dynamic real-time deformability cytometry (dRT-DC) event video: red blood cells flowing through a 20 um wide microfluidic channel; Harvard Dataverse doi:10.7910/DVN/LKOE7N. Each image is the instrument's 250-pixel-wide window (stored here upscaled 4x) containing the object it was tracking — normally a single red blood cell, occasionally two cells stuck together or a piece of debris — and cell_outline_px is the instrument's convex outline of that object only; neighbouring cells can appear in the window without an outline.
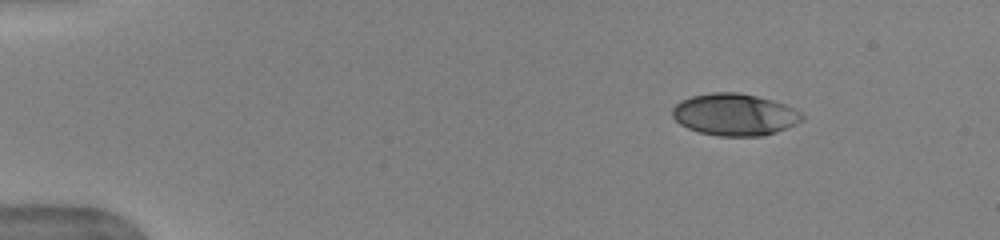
{"species": "human", "species_latin": "Homo sapiens", "temperature_condition": "warm", "stored_images_in_passage": 45, "camera_frame_rate_fps": 3000, "um_per_image_px": 0.085, "donor": {"sex": "female"}, "frame": {"image": 1, "passage_image": 1, "time_ms": 0.0, "image_size_px": [1000, 240], "cell_outline_px": [[804, 120], [796, 124], [776, 132], [764, 136], [716, 136], [700, 132], [688, 128], [680, 124], [672, 116], [672, 108], [680, 100], [692, 96], [712, 92], [736, 92], [756, 96], [772, 100], [784, 104], [800, 112], [804, 116]], "centroid_in_image_um": [62.43, 9.74], "position_along_channel_um": 22.6, "area_um2": 31.73}}
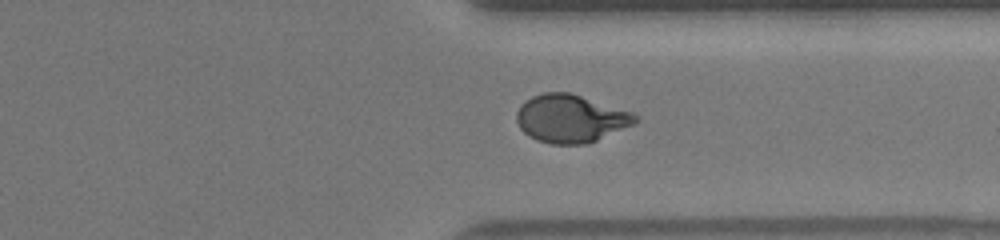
{"frame": {"image": 2, "passage_image": 34, "time_ms": 11.0, "image_size_px": [1000, 240], "cell_outline_px": [[640, 120], [632, 124], [596, 140], [584, 144], [552, 144], [536, 140], [528, 136], [520, 128], [516, 120], [516, 112], [520, 104], [532, 96], [544, 92], [568, 92], [632, 112], [640, 116]], "centroid_in_image_um": [48.47, 10.07], "position_along_channel_um": 362.9, "area_um2": 32.95}}
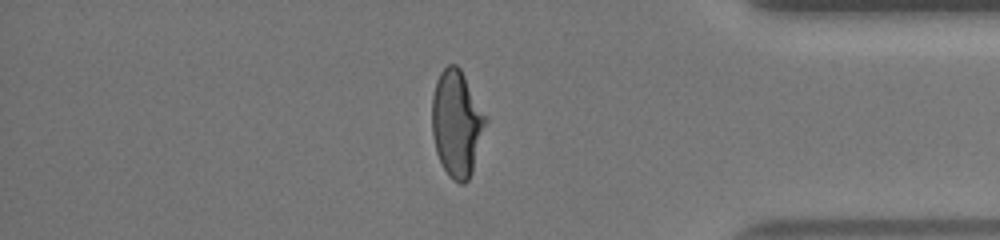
{"frame": {"image": 3, "passage_image": 38, "time_ms": 12.333, "image_size_px": [1000, 240], "cell_outline_px": [[488, 120], [472, 172], [468, 180], [464, 184], [460, 184], [452, 180], [448, 176], [436, 152], [432, 136], [432, 96], [436, 80], [440, 72], [448, 64], [456, 64], [460, 68], [488, 116]], "centroid_in_image_um": [38.84, 10.49], "position_along_channel_um": 396.4, "area_um2": 33.7}, "authors_computed_cell_mechanics": {"area_um2": 32.7148, "velocity_mm_per_s": 3.9815, "shape_relaxation_time_tau1_ms": 3.9429, "shape_relaxation_time_tau2_ms": 0.8163, "deformation_change_tau1": 0.2097, "deformation_change_tau2": 0.0673}}